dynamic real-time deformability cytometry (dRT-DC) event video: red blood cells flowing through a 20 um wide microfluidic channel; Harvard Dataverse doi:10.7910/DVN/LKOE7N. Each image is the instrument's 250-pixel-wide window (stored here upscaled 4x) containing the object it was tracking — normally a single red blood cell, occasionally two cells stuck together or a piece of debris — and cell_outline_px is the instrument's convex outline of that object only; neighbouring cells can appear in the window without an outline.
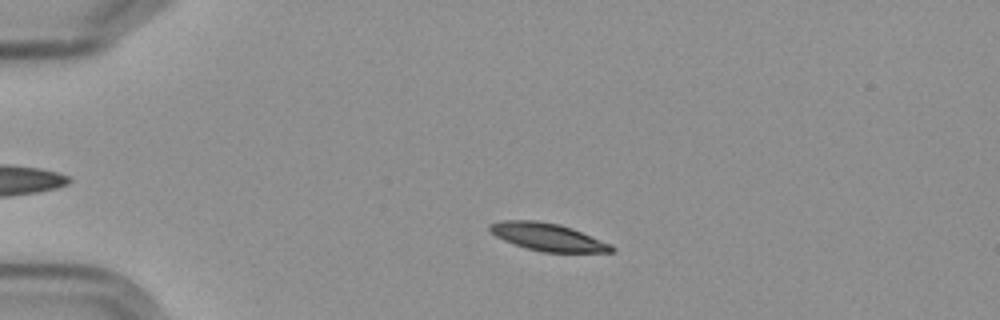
{"species": "Egyptian fruit bat (a non-hibernating species)", "species_latin": "Rousettus aegyptiacus", "temperature_condition": "cold", "stored_images_in_passage": 6, "camera_frame_rate_fps": 3000, "um_per_image_px": 0.085, "frame": {"image": 1, "passage_image": 2, "time_ms": 1.0, "image_size_px": [1000, 320], "cell_outline_px": [[616, 252], [544, 252], [528, 248], [504, 240], [496, 236], [488, 228], [488, 224], [500, 220], [536, 220], [560, 224], [572, 228], [612, 244], [616, 248]], "centroid_in_image_um": [46.59, 20.13], "position_along_channel_um": 38.4, "area_um2": 19.59}}
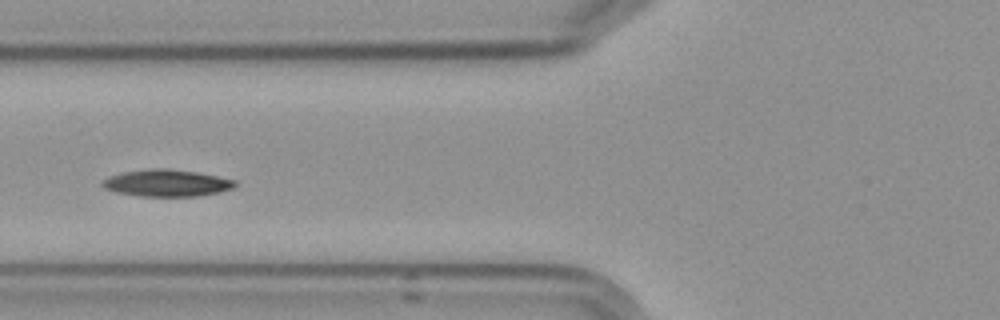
{"frame": {"image": 2, "passage_image": 5, "time_ms": 4.333, "image_size_px": [1000, 320], "cell_outline_px": [[236, 188], [220, 192], [196, 196], [140, 196], [116, 192], [104, 188], [100, 184], [108, 176], [124, 172], [148, 168], [168, 168], [196, 172], [236, 180]], "centroid_in_image_um": [14.18, 15.55], "position_along_channel_um": 111.6, "area_um2": 20.87}}
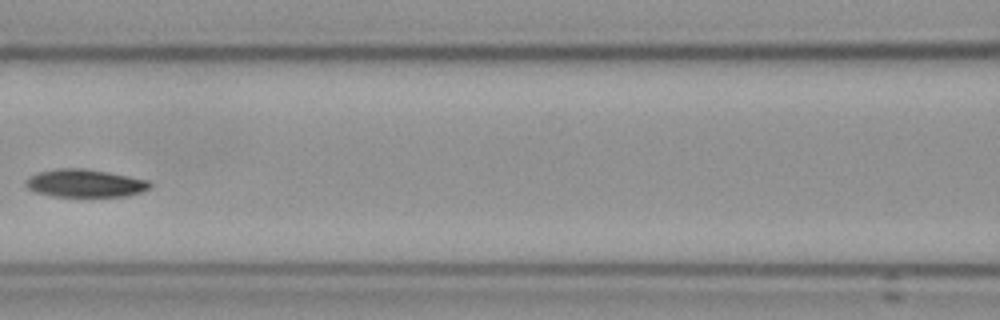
{"frame": {"image": 3, "passage_image": 6, "time_ms": 5.667, "image_size_px": [1000, 320], "cell_outline_px": [[152, 188], [128, 196], [52, 196], [36, 192], [28, 188], [24, 184], [28, 176], [40, 172], [60, 168], [84, 168], [108, 172], [148, 180], [152, 184]], "centroid_in_image_um": [7.23, 15.57], "position_along_channel_um": 159.4, "area_um2": 20.11}}